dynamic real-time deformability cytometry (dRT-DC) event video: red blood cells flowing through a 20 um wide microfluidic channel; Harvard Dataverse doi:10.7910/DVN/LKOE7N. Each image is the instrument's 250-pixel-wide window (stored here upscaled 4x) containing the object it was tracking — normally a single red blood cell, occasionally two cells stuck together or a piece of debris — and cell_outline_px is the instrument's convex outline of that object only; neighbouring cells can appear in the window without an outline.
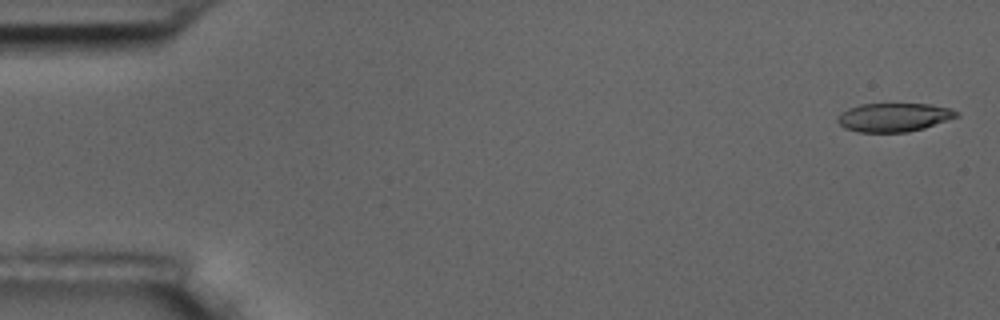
{"species": "common noctule bat (a hibernating species)", "species_latin": "Nyctalus noctula", "temperature_condition": "room temperature", "stored_images_in_passage": 4, "camera_frame_rate_fps": 3000, "um_per_image_px": 0.085, "animal": {"sex": "male", "body_mass_g": 17.5, "forearm_length_mm": 52.3}, "frame": {"image": 1, "passage_image": 1, "time_ms": 0.0, "image_size_px": [1000, 320], "cell_outline_px": [[960, 116], [924, 128], [908, 132], [856, 132], [844, 128], [836, 120], [848, 108], [860, 104], [932, 104], [948, 108], [960, 112]], "centroid_in_image_um": [76.01, 9.97], "position_along_channel_um": 9.0, "area_um2": 19.83}}